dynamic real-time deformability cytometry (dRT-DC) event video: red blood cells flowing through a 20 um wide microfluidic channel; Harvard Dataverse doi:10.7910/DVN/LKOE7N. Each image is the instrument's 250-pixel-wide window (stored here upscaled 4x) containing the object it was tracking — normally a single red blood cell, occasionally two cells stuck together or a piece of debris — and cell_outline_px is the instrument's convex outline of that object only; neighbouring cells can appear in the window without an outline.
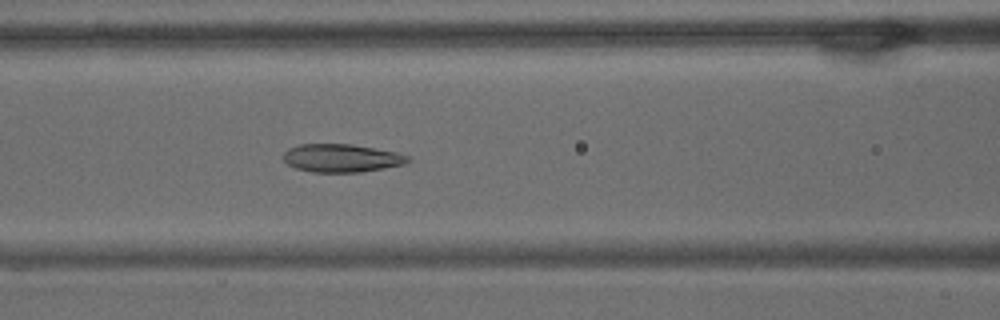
{"species": "common noctule bat (a hibernating species)", "species_latin": "Nyctalus noctula", "temperature_condition": "warm", "stored_images_in_passage": 48, "camera_frame_rate_fps": 3000, "um_per_image_px": 0.085, "animal": {"sex": "male", "body_mass_g": 15.6}, "frame": {"image": 1, "passage_image": 18, "time_ms": 5.667, "image_size_px": [1000, 320], "cell_outline_px": [[412, 160], [404, 164], [384, 168], [360, 172], [312, 172], [296, 168], [288, 164], [284, 160], [284, 152], [288, 148], [300, 144], [352, 144], [396, 152], [408, 156]], "centroid_in_image_um": [29.03, 13.43], "position_along_channel_um": 137.6, "area_um2": 20.35}}
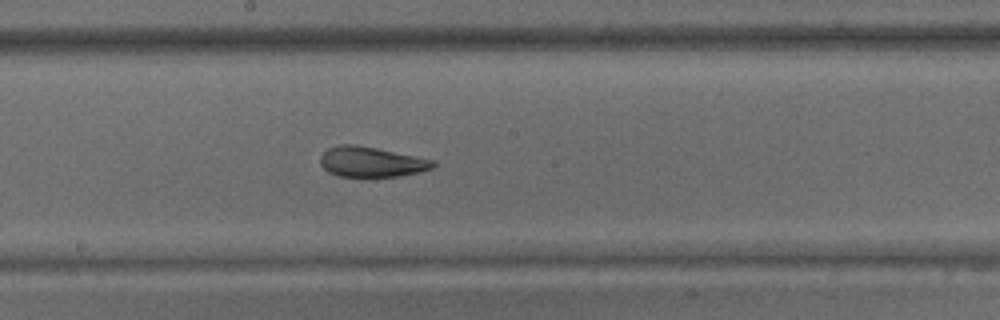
{"frame": {"image": 2, "passage_image": 25, "time_ms": 8.0, "image_size_px": [1000, 320], "cell_outline_px": [[436, 164], [432, 168], [420, 172], [396, 176], [340, 176], [328, 172], [320, 164], [320, 156], [328, 148], [340, 144], [356, 144], [436, 160]], "centroid_in_image_um": [31.56, 13.75], "position_along_channel_um": 216.6, "area_um2": 19.77}}
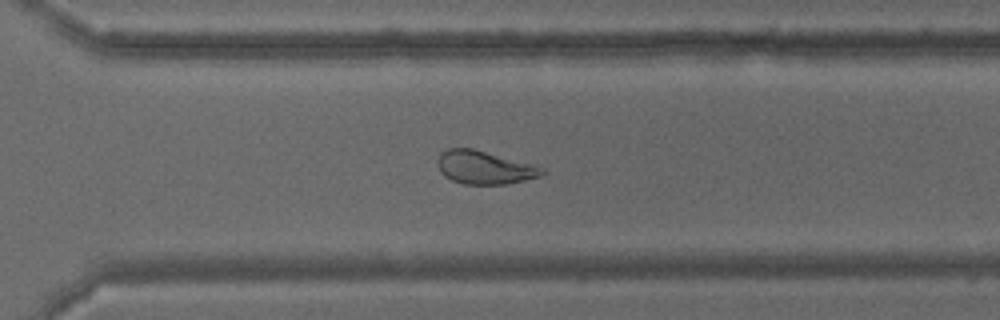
{"frame": {"image": 3, "passage_image": 35, "time_ms": 11.333, "image_size_px": [1000, 320], "cell_outline_px": [[548, 172], [540, 176], [524, 180], [504, 184], [464, 184], [452, 180], [444, 176], [440, 172], [436, 164], [436, 160], [440, 152], [448, 148], [472, 148], [536, 164], [544, 168]], "centroid_in_image_um": [41.18, 14.22], "position_along_channel_um": 329.4, "area_um2": 20.58}, "authors_computed_cell_mechanics": {"area_um2": 22.0218, "velocity_mm_per_s": 3.3972, "shape_relaxation_time_tau1_ms": 5.8889, "shape_relaxation_time_tau2_ms": 1.7281, "deformation_change_tau1": 0.1911, "deformation_change_tau2": 0.0765}}